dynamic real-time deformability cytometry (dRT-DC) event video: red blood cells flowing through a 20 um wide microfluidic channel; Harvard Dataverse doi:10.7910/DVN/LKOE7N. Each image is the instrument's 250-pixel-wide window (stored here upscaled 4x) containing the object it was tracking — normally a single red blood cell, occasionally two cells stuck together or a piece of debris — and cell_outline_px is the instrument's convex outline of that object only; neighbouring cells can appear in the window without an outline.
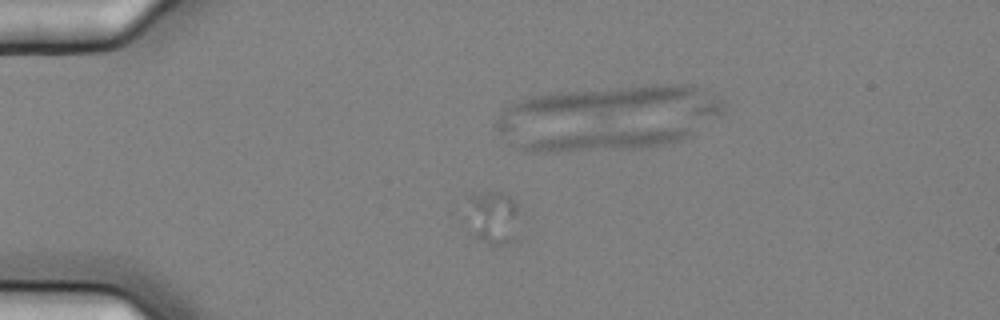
{"species": "common noctule bat (a hibernating species)", "species_latin": "Nyctalus noctula", "temperature_condition": "cold", "stored_images_in_passage": 7, "camera_frame_rate_fps": 3000, "um_per_image_px": 0.085, "animal": {"sex": "female", "body_mass_g": 25.1}, "frame": {"image": 1, "passage_image": 4, "time_ms": 1.0, "image_size_px": [1000, 320], "cell_outline_px": [[516, 240], [508, 244], [488, 244], [476, 236], [468, 196], [472, 192], [500, 192], [508, 196], [516, 204]], "centroid_in_image_um": [41.96, 18.46], "position_along_channel_um": 43.0, "area_um2": 15.32}}